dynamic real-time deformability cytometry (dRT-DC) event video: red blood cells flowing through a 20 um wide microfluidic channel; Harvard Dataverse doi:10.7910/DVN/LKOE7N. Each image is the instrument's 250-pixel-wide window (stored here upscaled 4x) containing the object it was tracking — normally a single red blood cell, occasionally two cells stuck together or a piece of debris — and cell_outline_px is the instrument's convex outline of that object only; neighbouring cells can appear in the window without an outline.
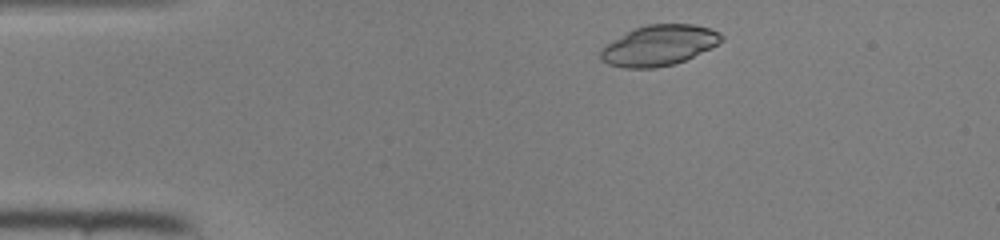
{"species": "common noctule bat (a hibernating species)", "species_latin": "Nyctalus noctula", "temperature_condition": "room temperature", "stored_images_in_passage": 41, "camera_frame_rate_fps": 3000, "um_per_image_px": 0.085, "animal": {"sex": "female", "body_mass_g": 22.0, "forearm_length_mm": 56.7}, "frame": {"image": 1, "passage_image": 3, "time_ms": 0.667, "image_size_px": [1000, 240], "cell_outline_px": [[724, 40], [712, 48], [676, 64], [656, 68], [624, 68], [608, 64], [600, 60], [600, 48], [612, 40], [636, 28], [648, 24], [692, 24], [708, 28], [720, 32], [724, 36]], "centroid_in_image_um": [56.02, 3.87], "position_along_channel_um": 29.0, "area_um2": 28.67}}